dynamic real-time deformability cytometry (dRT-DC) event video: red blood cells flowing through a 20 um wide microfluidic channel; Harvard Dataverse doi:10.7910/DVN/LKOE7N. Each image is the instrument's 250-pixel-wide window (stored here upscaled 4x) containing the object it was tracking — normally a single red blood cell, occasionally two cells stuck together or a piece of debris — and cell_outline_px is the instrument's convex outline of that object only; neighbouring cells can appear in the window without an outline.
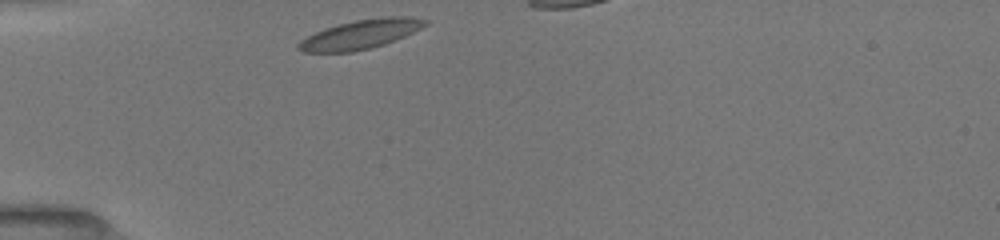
{"species": "common noctule bat (a hibernating species)", "species_latin": "Nyctalus noctula", "temperature_condition": "room temperature", "stored_images_in_passage": 29, "camera_frame_rate_fps": 3000, "um_per_image_px": 0.085, "animal": {"sex": "female", "body_mass_g": 19.5, "forearm_length_mm": 54.1}, "frame": {"image": 1, "passage_image": 1, "time_ms": 0.0, "image_size_px": [1000, 240], "cell_outline_px": [[428, 24], [404, 36], [384, 44], [352, 52], [300, 52], [296, 48], [296, 44], [300, 40], [324, 28], [356, 20], [380, 16], [408, 16], [428, 20]], "centroid_in_image_um": [30.62, 2.91], "position_along_channel_um": 54.4, "area_um2": 21.44}}
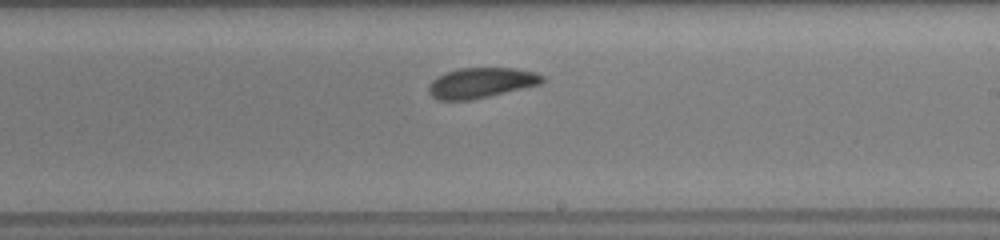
{"frame": {"image": 2, "passage_image": 17, "time_ms": 5.333, "image_size_px": [1000, 240], "cell_outline_px": [[544, 80], [540, 84], [472, 100], [440, 100], [432, 96], [428, 92], [428, 88], [432, 80], [436, 76], [444, 72], [460, 68], [516, 68], [536, 72], [544, 76]], "centroid_in_image_um": [40.88, 7.03], "position_along_channel_um": 248.1, "area_um2": 20.11}}
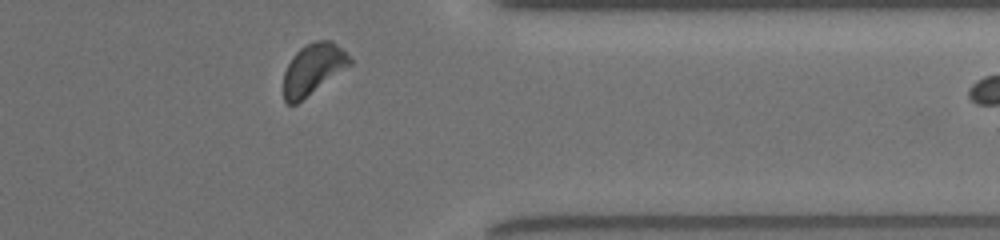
{"frame": {"image": 3, "passage_image": 28, "time_ms": 9.0, "image_size_px": [1000, 240], "cell_outline_px": [[352, 64], [296, 104], [288, 104], [284, 100], [284, 72], [292, 56], [304, 44], [316, 40], [332, 40], [352, 60]], "centroid_in_image_um": [26.6, 5.85], "position_along_channel_um": 384.8, "area_um2": 19.42}}